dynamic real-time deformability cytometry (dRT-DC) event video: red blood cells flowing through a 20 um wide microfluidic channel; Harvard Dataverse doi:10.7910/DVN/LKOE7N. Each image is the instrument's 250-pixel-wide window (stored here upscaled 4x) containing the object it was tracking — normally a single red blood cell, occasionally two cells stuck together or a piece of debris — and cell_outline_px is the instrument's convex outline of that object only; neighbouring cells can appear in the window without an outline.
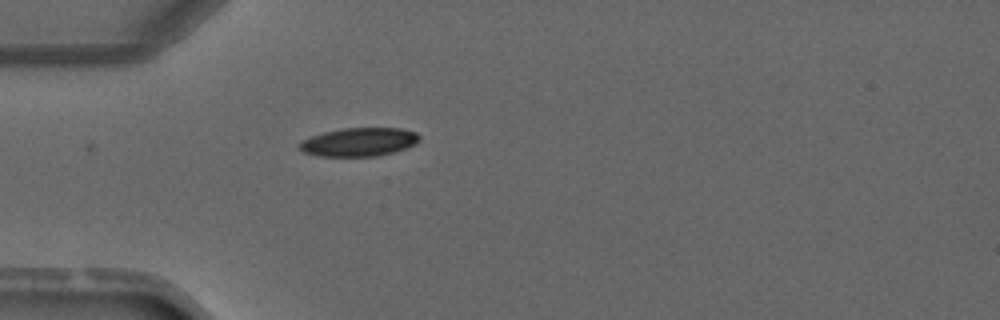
{"species": "common noctule bat (a hibernating species)", "species_latin": "Nyctalus noctula", "temperature_condition": "warm", "stored_images_in_passage": 1, "camera_frame_rate_fps": 3000, "um_per_image_px": 0.085, "animal": {"sex": "male", "forearm_length_mm": 52.5}, "frame": {"image": 1, "passage_image": 1, "time_ms": 0.0, "image_size_px": [1000, 320], "cell_outline_px": [[420, 140], [416, 144], [396, 152], [376, 156], [320, 156], [304, 152], [296, 144], [300, 140], [324, 132], [344, 128], [400, 128], [416, 132], [420, 136]], "centroid_in_image_um": [30.53, 12.07], "position_along_channel_um": 54.5, "area_um2": 20.06}}